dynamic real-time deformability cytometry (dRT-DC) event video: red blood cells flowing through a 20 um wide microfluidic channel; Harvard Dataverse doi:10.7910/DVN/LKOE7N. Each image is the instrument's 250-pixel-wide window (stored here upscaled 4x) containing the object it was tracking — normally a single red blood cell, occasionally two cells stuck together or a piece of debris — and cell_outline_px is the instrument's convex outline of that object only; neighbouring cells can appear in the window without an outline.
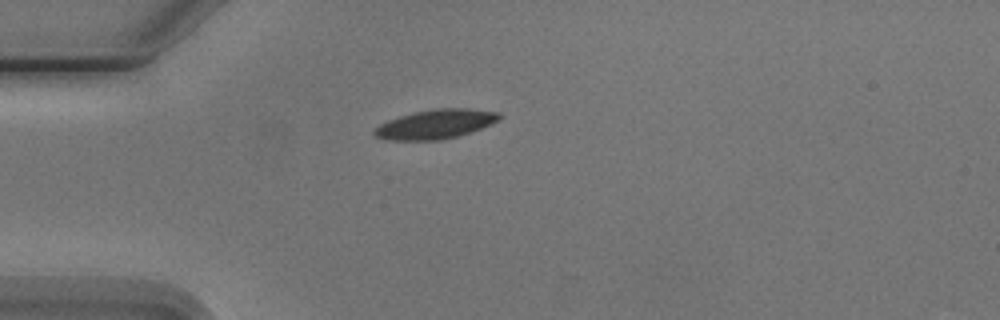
{"species": "Egyptian fruit bat (a non-hibernating species)", "species_latin": "Rousettus aegyptiacus", "temperature_condition": "cold", "stored_images_in_passage": 1, "camera_frame_rate_fps": 3000, "um_per_image_px": 0.085, "animal": {"sex": "male"}, "frame": {"image": 1, "passage_image": 1, "time_ms": 0.0, "image_size_px": [1000, 320], "cell_outline_px": [[500, 120], [492, 124], [456, 136], [440, 140], [388, 140], [376, 136], [372, 132], [380, 124], [388, 120], [400, 116], [416, 112], [436, 108], [468, 108], [500, 112]], "centroid_in_image_um": [37.04, 10.54], "position_along_channel_um": 48.0, "area_um2": 21.1}}